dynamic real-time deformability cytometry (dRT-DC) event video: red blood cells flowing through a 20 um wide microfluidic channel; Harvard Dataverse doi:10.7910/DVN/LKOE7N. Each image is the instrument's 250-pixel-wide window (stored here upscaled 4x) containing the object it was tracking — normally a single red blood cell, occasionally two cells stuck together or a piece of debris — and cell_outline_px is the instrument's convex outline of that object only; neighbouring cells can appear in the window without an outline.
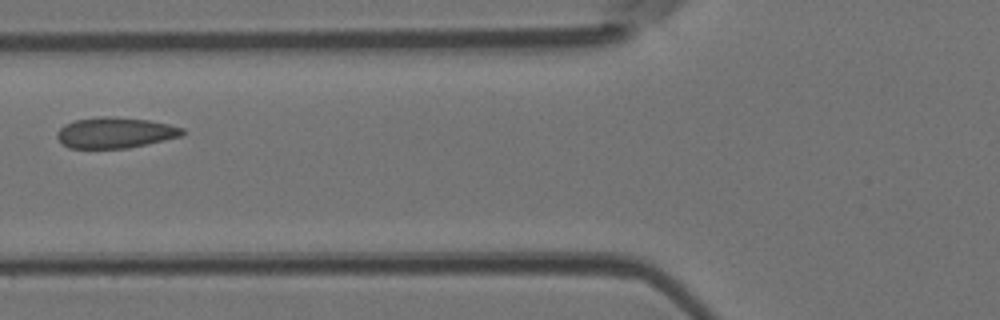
{"species": "Egyptian fruit bat (a non-hibernating species)", "species_latin": "Rousettus aegyptiacus", "temperature_condition": "room temperature", "stored_images_in_passage": 2, "camera_frame_rate_fps": 3000, "um_per_image_px": 0.085, "animal": {"sex": "female"}, "frame": {"image": 1, "passage_image": 2, "time_ms": 0.333, "image_size_px": [1000, 320], "cell_outline_px": [[184, 132], [180, 136], [164, 140], [128, 148], [68, 148], [56, 136], [56, 132], [64, 124], [76, 120], [100, 116], [108, 116], [148, 120], [168, 124], [184, 128]], "centroid_in_image_um": [9.76, 11.28], "position_along_channel_um": 116.0, "area_um2": 22.31}}